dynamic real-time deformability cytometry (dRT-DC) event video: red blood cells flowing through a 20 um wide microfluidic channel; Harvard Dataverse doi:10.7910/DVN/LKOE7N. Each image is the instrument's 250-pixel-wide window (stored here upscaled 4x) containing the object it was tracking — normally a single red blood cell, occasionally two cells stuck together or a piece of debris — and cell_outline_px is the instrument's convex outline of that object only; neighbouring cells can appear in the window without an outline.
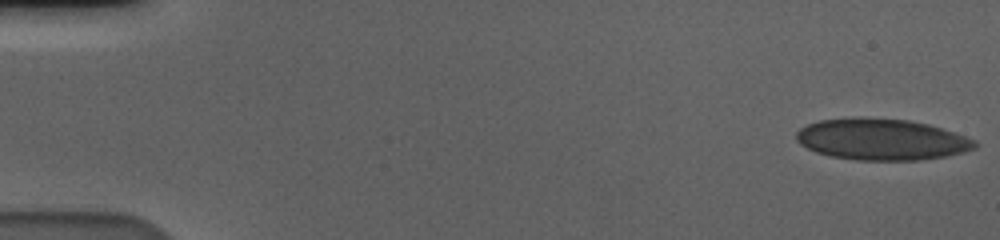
{"species": "human", "species_latin": "Homo sapiens", "temperature_condition": "cold", "stored_images_in_passage": 57, "camera_frame_rate_fps": 3000, "um_per_image_px": 0.085, "donor": {"sex": "male"}, "frame": {"image": 1, "passage_image": 1, "time_ms": 0.0, "image_size_px": [1000, 240], "cell_outline_px": [[980, 144], [976, 148], [964, 152], [948, 156], [920, 160], [856, 160], [832, 156], [816, 152], [800, 144], [796, 140], [796, 132], [800, 128], [808, 124], [820, 120], [908, 120], [928, 124], [976, 140]], "centroid_in_image_um": [74.99, 11.9], "position_along_channel_um": 10.0, "area_um2": 41.96}}
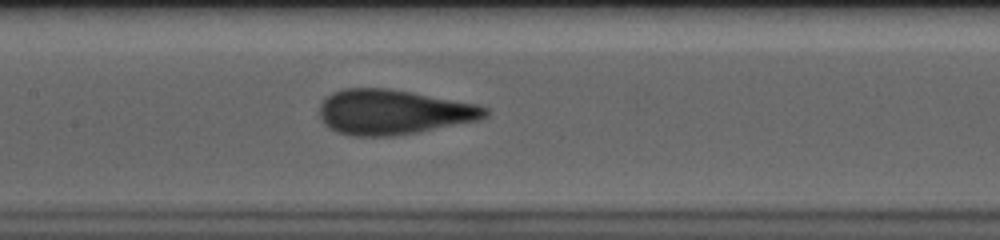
{"frame": {"image": 2, "passage_image": 28, "time_ms": 9.0, "image_size_px": [1000, 240], "cell_outline_px": [[488, 116], [480, 120], [420, 132], [392, 136], [352, 136], [336, 132], [328, 128], [324, 124], [320, 116], [320, 104], [332, 92], [344, 88], [388, 88], [412, 92], [476, 104], [488, 108]], "centroid_in_image_um": [33.43, 9.53], "position_along_channel_um": 174.0, "area_um2": 43.58}}
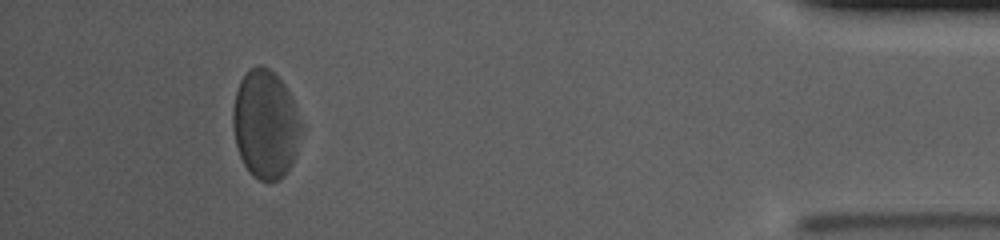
{"frame": {"image": 3, "passage_image": 53, "time_ms": 17.333, "image_size_px": [1000, 240], "cell_outline_px": [[300, 132], [296, 156], [292, 164], [284, 176], [280, 180], [260, 180], [252, 176], [248, 172], [240, 156], [236, 144], [232, 128], [232, 108], [236, 92], [240, 80], [248, 68], [256, 64], [260, 64], [268, 68], [284, 84], [292, 100], [300, 124]], "centroid_in_image_um": [22.52, 10.57], "position_along_channel_um": 412.7, "area_um2": 43.12}, "authors_computed_cell_mechanics": {"area_um2": 42.6564, "velocity_mm_per_s": 3.5545, "shape_relaxation_time_tau1_ms": 5.0821, "shape_relaxation_time_tau2_ms": 0.946, "deformation_change_tau1": 0.1313, "deformation_change_tau2": 0.0664}}